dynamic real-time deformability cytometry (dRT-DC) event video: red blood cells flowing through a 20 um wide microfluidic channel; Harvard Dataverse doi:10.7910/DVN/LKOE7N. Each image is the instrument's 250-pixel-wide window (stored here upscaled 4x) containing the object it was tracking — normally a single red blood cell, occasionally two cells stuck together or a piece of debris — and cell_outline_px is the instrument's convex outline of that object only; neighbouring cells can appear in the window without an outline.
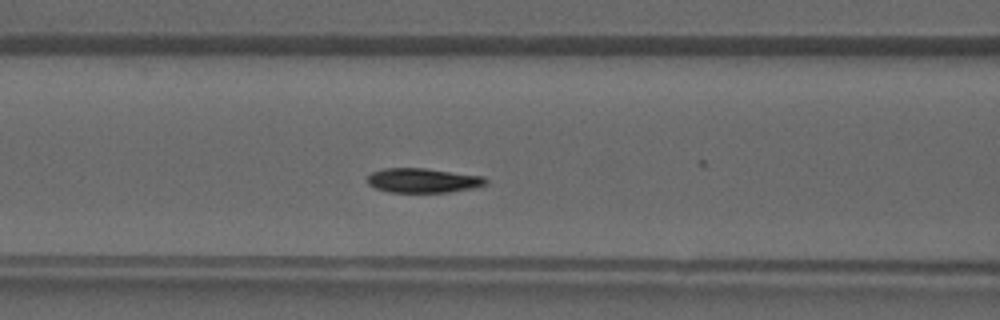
{"species": "common noctule bat (a hibernating species)", "species_latin": "Nyctalus noctula", "temperature_condition": "warm", "stored_images_in_passage": 28, "camera_frame_rate_fps": 3000, "um_per_image_px": 0.085, "animal": {"sex": "male", "forearm_length_mm": 52.5}, "frame": {"image": 1, "passage_image": 12, "time_ms": 3.667, "image_size_px": [1000, 320], "cell_outline_px": [[488, 184], [476, 188], [448, 192], [388, 192], [376, 188], [368, 184], [368, 176], [372, 172], [384, 168], [428, 168], [484, 176], [488, 180]], "centroid_in_image_um": [36.01, 15.33], "position_along_channel_um": 130.6, "area_um2": 17.11}}
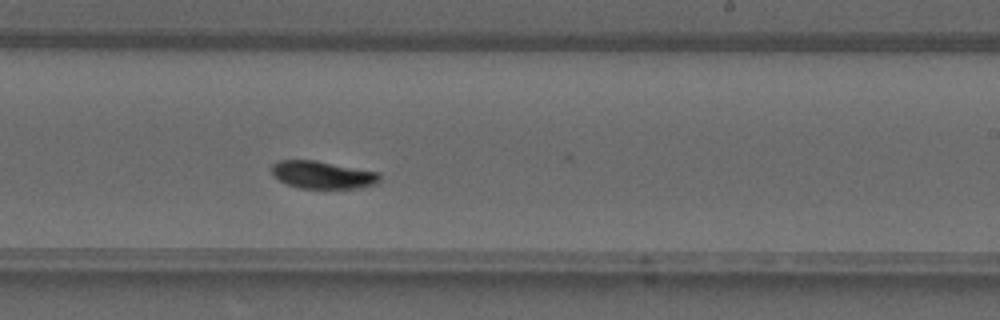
{"frame": {"image": 2, "passage_image": 20, "time_ms": 6.333, "image_size_px": [1000, 320], "cell_outline_px": [[380, 180], [376, 184], [360, 188], [300, 188], [288, 184], [280, 180], [272, 172], [272, 164], [280, 160], [316, 160], [380, 172]], "centroid_in_image_um": [27.47, 14.85], "position_along_channel_um": 261.5, "area_um2": 17.34}}
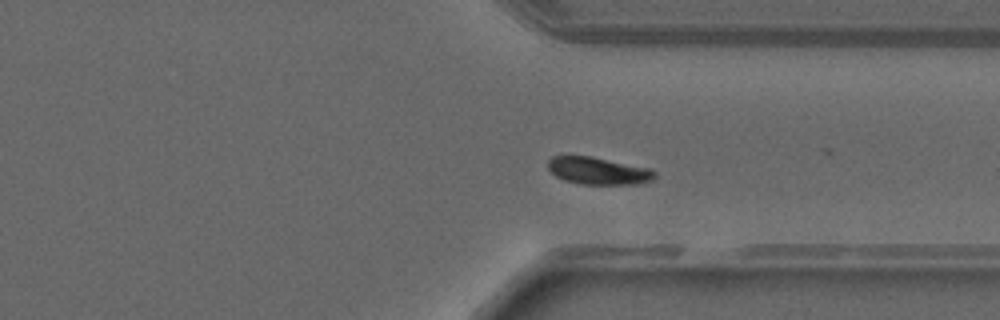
{"frame": {"image": 3, "passage_image": 26, "time_ms": 8.333, "image_size_px": [1000, 320], "cell_outline_px": [[656, 176], [652, 180], [640, 184], [580, 184], [564, 180], [556, 176], [548, 168], [548, 160], [552, 156], [592, 156], [652, 168], [656, 172]], "centroid_in_image_um": [50.89, 14.52], "position_along_channel_um": 360.5, "area_um2": 17.17}}